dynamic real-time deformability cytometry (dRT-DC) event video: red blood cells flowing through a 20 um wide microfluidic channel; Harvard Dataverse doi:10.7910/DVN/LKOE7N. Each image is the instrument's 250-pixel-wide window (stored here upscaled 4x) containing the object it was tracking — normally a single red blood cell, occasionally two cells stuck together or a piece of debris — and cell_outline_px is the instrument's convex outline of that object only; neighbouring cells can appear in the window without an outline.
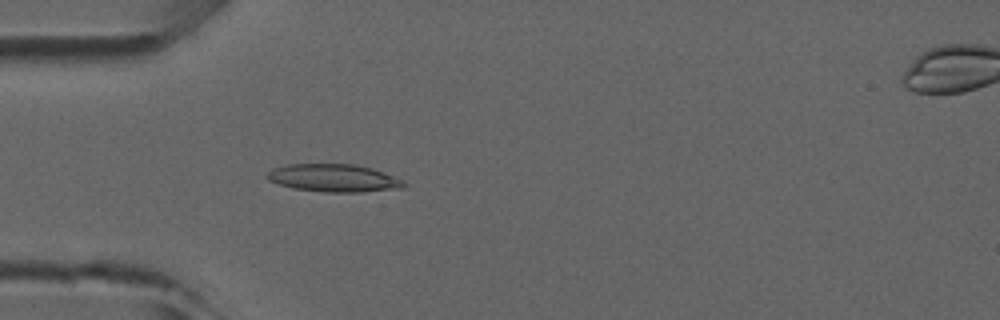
{"species": "common noctule bat (a hibernating species)", "species_latin": "Nyctalus noctula", "temperature_condition": "room temperature", "stored_images_in_passage": 47, "camera_frame_rate_fps": 3000, "um_per_image_px": 0.085, "animal": {"sex": "male", "forearm_length_mm": 52.5}, "frame": {"image": 1, "passage_image": 13, "time_ms": 4.0, "image_size_px": [1000, 320], "cell_outline_px": [[408, 184], [404, 188], [360, 192], [324, 192], [292, 188], [268, 180], [264, 176], [272, 168], [288, 164], [356, 164], [372, 168], [404, 180]], "centroid_in_image_um": [28.38, 15.13], "position_along_channel_um": 56.6, "area_um2": 22.31}}
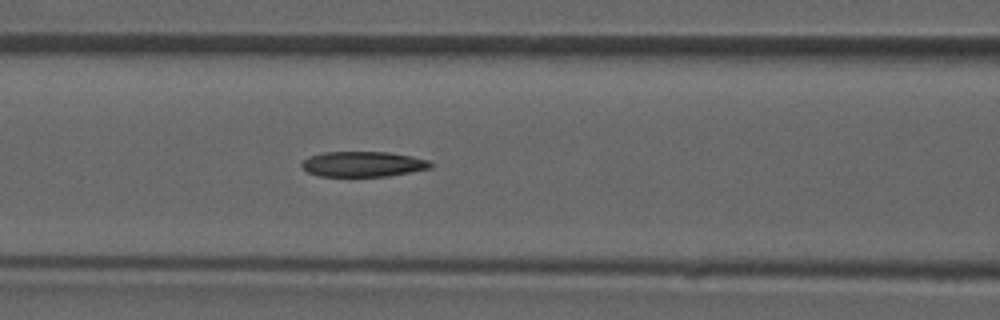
{"frame": {"image": 2, "passage_image": 19, "time_ms": 6.0, "image_size_px": [1000, 320], "cell_outline_px": [[436, 164], [432, 168], [388, 176], [320, 176], [308, 172], [300, 164], [308, 156], [324, 152], [388, 152], [412, 156], [428, 160]], "centroid_in_image_um": [30.9, 13.94], "position_along_channel_um": 135.7, "area_um2": 19.07}}
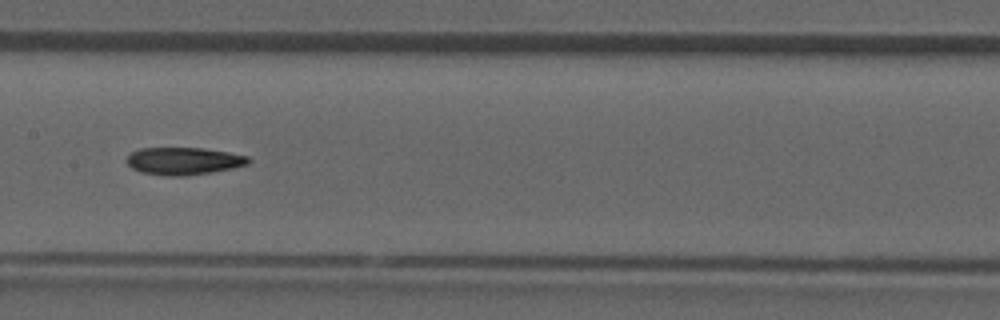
{"frame": {"image": 3, "passage_image": 23, "time_ms": 7.333, "image_size_px": [1000, 320], "cell_outline_px": [[252, 160], [248, 164], [232, 168], [212, 172], [184, 176], [164, 176], [140, 172], [132, 168], [124, 160], [132, 152], [140, 148], [204, 148], [228, 152], [248, 156]], "centroid_in_image_um": [15.6, 13.69], "position_along_channel_um": 191.8, "area_um2": 19.59}}